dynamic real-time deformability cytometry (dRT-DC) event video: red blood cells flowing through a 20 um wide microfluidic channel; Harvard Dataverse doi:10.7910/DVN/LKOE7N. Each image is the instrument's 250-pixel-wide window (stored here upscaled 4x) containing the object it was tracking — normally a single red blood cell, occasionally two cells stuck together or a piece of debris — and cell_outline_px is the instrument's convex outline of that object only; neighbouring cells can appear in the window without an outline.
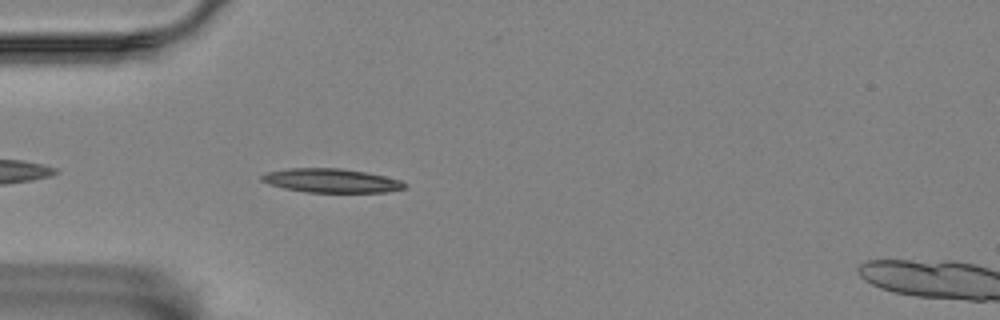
{"species": "Egyptian fruit bat (a non-hibernating species)", "species_latin": "Rousettus aegyptiacus", "temperature_condition": "room temperature", "stored_images_in_passage": 14, "camera_frame_rate_fps": 3000, "um_per_image_px": 0.085, "animal": {"sex": "female"}, "frame": {"image": 1, "passage_image": 3, "time_ms": 0.667, "image_size_px": [1000, 320], "cell_outline_px": [[408, 184], [404, 188], [388, 192], [304, 192], [284, 188], [268, 184], [260, 180], [260, 176], [268, 172], [292, 168], [340, 168], [364, 172], [384, 176], [400, 180]], "centroid_in_image_um": [28.15, 15.36], "position_along_channel_um": 56.9, "area_um2": 19.83}}
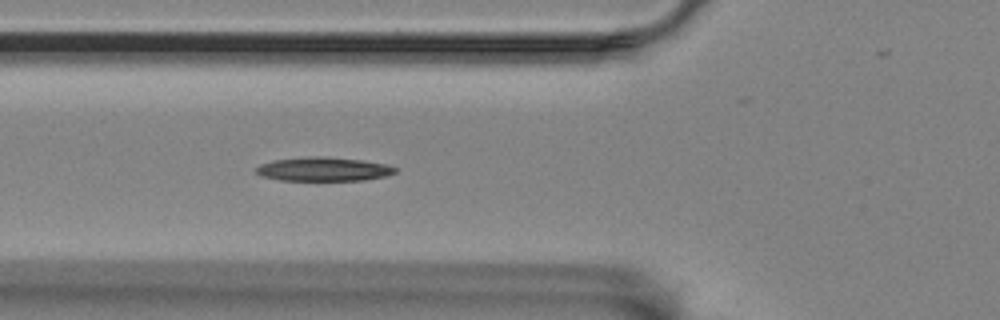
{"frame": {"image": 2, "passage_image": 7, "time_ms": 2.0, "image_size_px": [1000, 320], "cell_outline_px": [[396, 172], [384, 176], [364, 180], [280, 180], [260, 176], [256, 172], [256, 168], [260, 164], [276, 160], [308, 156], [324, 156], [360, 160], [388, 164], [396, 168]], "centroid_in_image_um": [27.49, 14.37], "position_along_channel_um": 98.3, "area_um2": 19.25}}
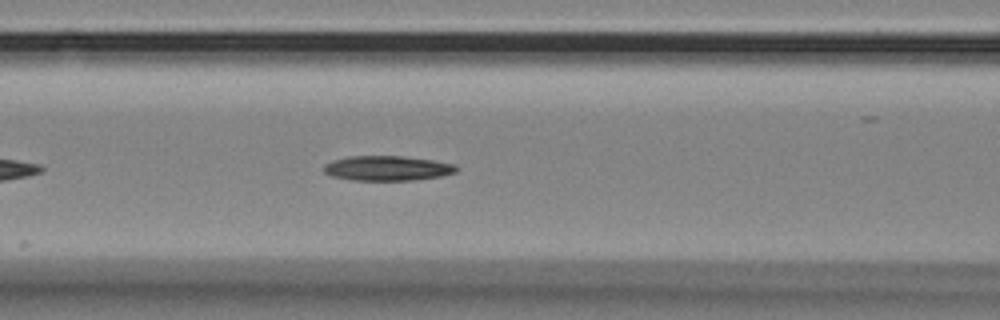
{"frame": {"image": 3, "passage_image": 10, "time_ms": 3.0, "image_size_px": [1000, 320], "cell_outline_px": [[460, 168], [456, 172], [440, 176], [412, 180], [352, 180], [332, 176], [324, 172], [324, 164], [332, 160], [348, 156], [400, 156], [432, 160], [456, 164]], "centroid_in_image_um": [32.92, 14.29], "position_along_channel_um": 133.7, "area_um2": 19.19}}